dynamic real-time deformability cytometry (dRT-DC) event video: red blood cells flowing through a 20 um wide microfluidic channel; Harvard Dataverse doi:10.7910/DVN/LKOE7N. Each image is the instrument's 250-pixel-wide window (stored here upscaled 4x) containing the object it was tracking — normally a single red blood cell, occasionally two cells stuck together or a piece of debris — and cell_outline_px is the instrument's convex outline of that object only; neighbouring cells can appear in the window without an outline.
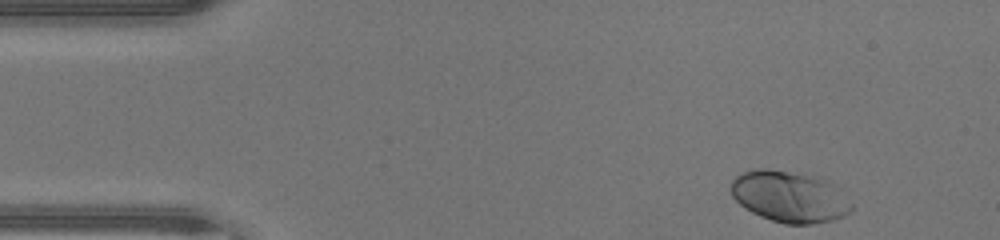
{"species": "human", "species_latin": "Homo sapiens", "temperature_condition": "warm", "stored_images_in_passage": 42, "camera_frame_rate_fps": 3000, "um_per_image_px": 0.085, "donor": {"sex": "male"}, "frame": {"image": 1, "passage_image": 1, "time_ms": 0.0, "image_size_px": [1000, 240], "cell_outline_px": [[852, 208], [848, 212], [840, 216], [828, 220], [812, 224], [784, 224], [760, 216], [744, 208], [732, 196], [728, 188], [732, 180], [736, 176], [744, 172], [756, 168], [768, 168], [820, 176], [852, 204]], "centroid_in_image_um": [67.0, 16.69], "position_along_channel_um": 18.0, "area_um2": 35.66}}
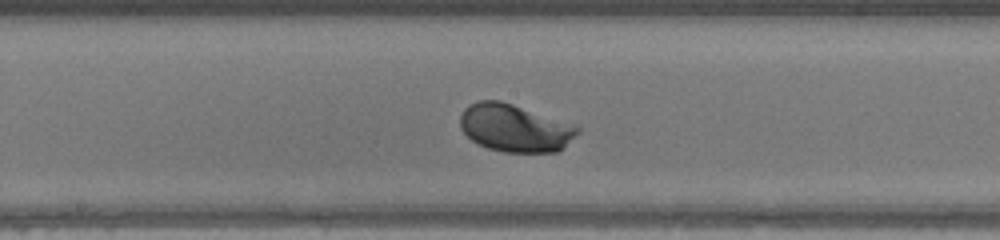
{"frame": {"image": 2, "passage_image": 20, "time_ms": 6.333, "image_size_px": [1000, 240], "cell_outline_px": [[580, 132], [556, 152], [504, 152], [488, 148], [476, 144], [460, 128], [460, 116], [464, 108], [480, 100], [500, 100], [512, 104], [580, 128]], "centroid_in_image_um": [43.69, 10.89], "position_along_channel_um": 204.5, "area_um2": 31.91}}
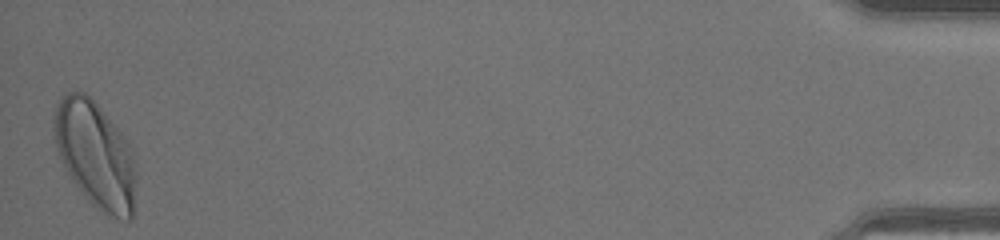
{"frame": {"image": 3, "passage_image": 42, "time_ms": 13.667, "image_size_px": [1000, 240], "cell_outline_px": [[136, 180], [132, 220], [120, 220], [108, 216], [92, 204], [84, 196], [72, 180], [60, 160], [56, 148], [52, 124], [56, 104], [60, 96], [68, 92], [84, 92], [96, 104], [128, 140], [132, 148], [136, 168]], "centroid_in_image_um": [8.11, 13.17], "position_along_channel_um": 427.1, "area_um2": 51.33}, "authors_computed_cell_mechanics": {"area_um2": 32.368, "velocity_mm_per_s": 4.4471, "shape_relaxation_time_tau1_ms": 1.251, "shape_relaxation_time_tau2_ms": null, "deformation_change_tau1": 0.1423, "deformation_change_tau2": null}}